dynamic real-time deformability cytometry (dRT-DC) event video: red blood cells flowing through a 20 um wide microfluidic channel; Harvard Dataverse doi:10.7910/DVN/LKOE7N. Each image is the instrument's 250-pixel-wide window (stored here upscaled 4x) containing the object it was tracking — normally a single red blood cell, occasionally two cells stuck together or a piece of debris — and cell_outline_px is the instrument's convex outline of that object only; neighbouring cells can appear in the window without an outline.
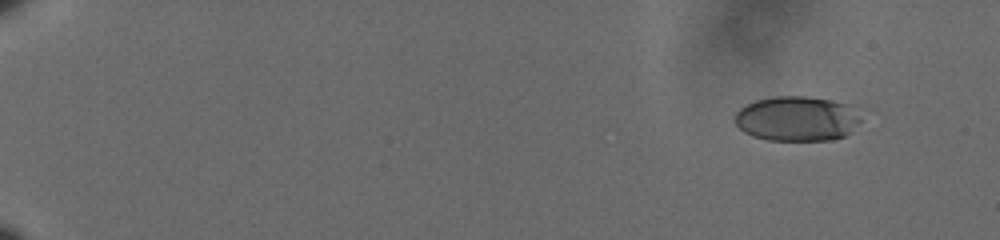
{"species": "human", "species_latin": "Homo sapiens", "temperature_condition": "cold", "stored_images_in_passage": 44, "camera_frame_rate_fps": 3000, "um_per_image_px": 0.085, "donor": {"sex": "male"}, "frame": {"image": 1, "passage_image": 1, "time_ms": 0.0, "image_size_px": [1000, 240], "cell_outline_px": [[860, 120], [844, 136], [832, 140], [768, 140], [752, 136], [744, 132], [732, 120], [736, 112], [740, 108], [756, 100], [776, 96], [808, 96], [832, 100], [844, 104]], "centroid_in_image_um": [67.62, 10.09], "position_along_channel_um": 17.4, "area_um2": 32.43}}
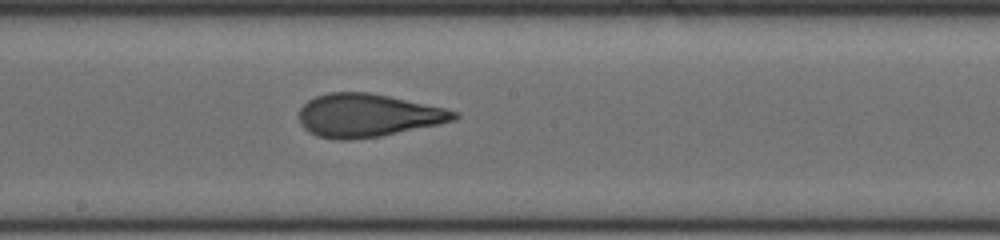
{"frame": {"image": 2, "passage_image": 24, "time_ms": 7.667, "image_size_px": [1000, 240], "cell_outline_px": [[460, 116], [456, 120], [380, 136], [352, 140], [336, 140], [316, 136], [308, 132], [300, 124], [300, 108], [308, 100], [316, 96], [328, 92], [368, 92], [388, 96], [444, 108], [460, 112]], "centroid_in_image_um": [31.23, 9.81], "position_along_channel_um": 217.0, "area_um2": 38.9}}
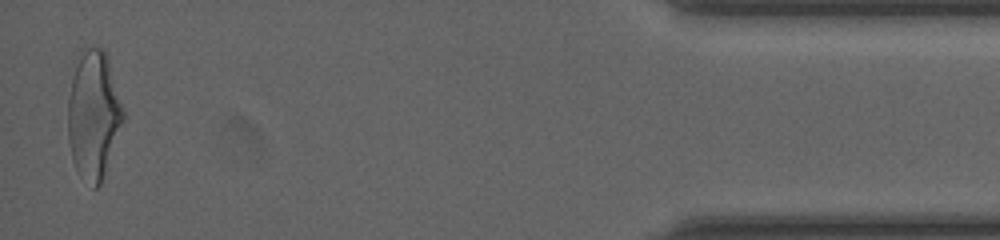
{"frame": {"image": 3, "passage_image": 44, "time_ms": 14.333, "image_size_px": [1000, 240], "cell_outline_px": [[124, 120], [100, 184], [96, 188], [92, 188], [76, 172], [72, 160], [68, 140], [68, 100], [76, 52], [80, 48], [100, 48], [104, 52], [108, 60], [124, 112]], "centroid_in_image_um": [7.91, 9.76], "position_along_channel_um": 427.3, "area_um2": 41.33}, "authors_computed_cell_mechanics": {"area_um2": 38.2347, "velocity_mm_per_s": 3.6552, "shape_relaxation_time_tau1_ms": 7.1844, "shape_relaxation_time_tau2_ms": 1.0369, "deformation_change_tau1": 0.2216, "deformation_change_tau2": 0.0877}}